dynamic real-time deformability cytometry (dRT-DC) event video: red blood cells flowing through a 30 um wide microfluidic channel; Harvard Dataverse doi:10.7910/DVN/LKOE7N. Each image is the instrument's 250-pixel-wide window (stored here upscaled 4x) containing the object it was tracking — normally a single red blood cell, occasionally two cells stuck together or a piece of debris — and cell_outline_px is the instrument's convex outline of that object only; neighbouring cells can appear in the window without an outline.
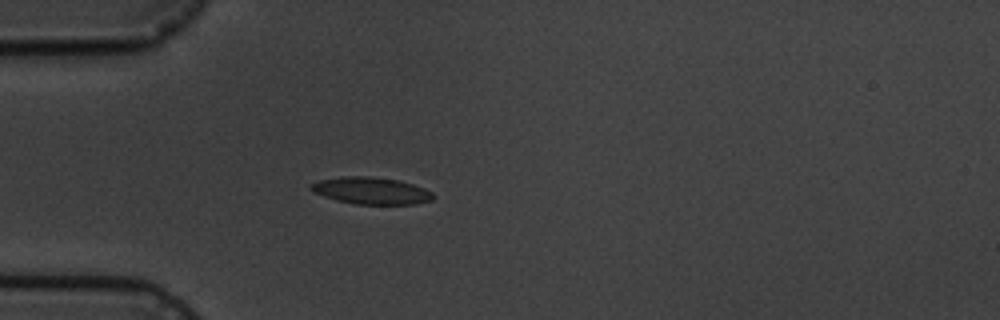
{"species": "common noctule bat (a hibernating species)", "species_latin": "Nyctalus noctula", "temperature_condition": "cold", "stored_images_in_passage": 4, "camera_frame_rate_fps": 3000, "um_per_image_px": 0.085, "animal": {"sex": "male", "body_mass_g": 19.5, "forearm_length_mm": 54.6}, "frame": {"image": 1, "passage_image": 4, "time_ms": 3.667, "image_size_px": [1000, 320], "cell_outline_px": [[436, 196], [432, 200], [416, 204], [356, 204], [336, 200], [312, 192], [308, 188], [312, 184], [320, 180], [344, 176], [368, 176], [396, 180], [412, 184], [424, 188], [432, 192]], "centroid_in_image_um": [31.56, 16.22], "position_along_channel_um": 53.4, "area_um2": 19.13}}